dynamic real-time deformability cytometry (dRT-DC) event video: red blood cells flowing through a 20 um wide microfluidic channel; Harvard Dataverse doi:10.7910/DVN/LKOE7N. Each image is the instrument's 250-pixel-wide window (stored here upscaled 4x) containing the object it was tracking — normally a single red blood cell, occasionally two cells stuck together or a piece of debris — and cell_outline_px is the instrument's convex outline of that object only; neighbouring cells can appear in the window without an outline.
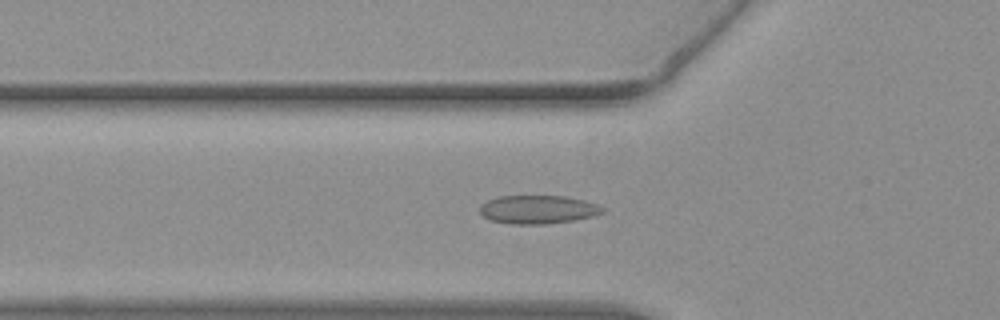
{"species": "common noctule bat (a hibernating species)", "species_latin": "Nyctalus noctula", "temperature_condition": "warm", "stored_images_in_passage": 54, "camera_frame_rate_fps": 3000, "um_per_image_px": 0.085, "animal": {"sex": "female", "body_mass_g": 19.3, "forearm_length_mm": 54.1}, "frame": {"image": 1, "passage_image": 19, "time_ms": 6.0, "image_size_px": [1000, 320], "cell_outline_px": [[604, 212], [592, 216], [572, 220], [544, 224], [508, 224], [492, 220], [480, 216], [480, 204], [496, 196], [564, 196], [584, 200], [596, 204], [604, 208]], "centroid_in_image_um": [45.67, 17.8], "position_along_channel_um": 80.1, "area_um2": 20.35}}
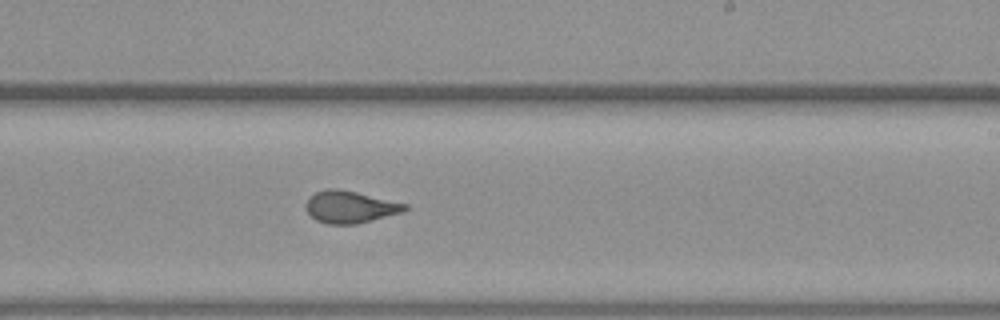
{"frame": {"image": 2, "passage_image": 33, "time_ms": 10.667, "image_size_px": [1000, 320], "cell_outline_px": [[408, 208], [404, 212], [356, 224], [328, 224], [316, 220], [308, 212], [304, 204], [308, 196], [324, 188], [336, 188], [356, 192], [408, 204]], "centroid_in_image_um": [29.74, 17.58], "position_along_channel_um": 259.3, "area_um2": 18.61}}
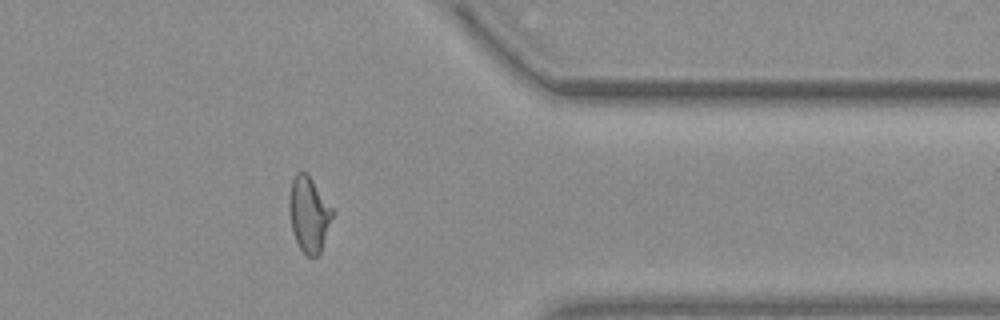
{"frame": {"image": 3, "passage_image": 44, "time_ms": 14.333, "image_size_px": [1000, 320], "cell_outline_px": [[336, 212], [320, 252], [316, 256], [308, 256], [300, 248], [296, 240], [292, 228], [288, 208], [288, 196], [292, 180], [296, 172], [304, 172], [312, 180]], "centroid_in_image_um": [26.27, 18.2], "position_along_channel_um": 385.1, "area_um2": 19.02}, "authors_computed_cell_mechanics": {"area_um2": 19.7387, "velocity_mm_per_s": 3.8264, "shape_relaxation_time_tau1_ms": null, "shape_relaxation_time_tau2_ms": 0.9284, "deformation_change_tau1": null, "deformation_change_tau2": 0.0576}}